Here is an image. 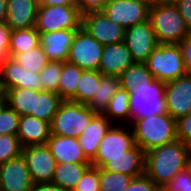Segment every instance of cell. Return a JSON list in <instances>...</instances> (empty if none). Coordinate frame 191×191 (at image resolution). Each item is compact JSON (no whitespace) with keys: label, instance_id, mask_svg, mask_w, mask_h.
<instances>
[{"label":"cell","instance_id":"obj_27","mask_svg":"<svg viewBox=\"0 0 191 191\" xmlns=\"http://www.w3.org/2000/svg\"><path fill=\"white\" fill-rule=\"evenodd\" d=\"M82 69L67 61L62 62V71L58 84V94L62 100L77 102V85Z\"/></svg>","mask_w":191,"mask_h":191},{"label":"cell","instance_id":"obj_12","mask_svg":"<svg viewBox=\"0 0 191 191\" xmlns=\"http://www.w3.org/2000/svg\"><path fill=\"white\" fill-rule=\"evenodd\" d=\"M124 42L133 60L144 63L158 45L151 21L148 19L125 29Z\"/></svg>","mask_w":191,"mask_h":191},{"label":"cell","instance_id":"obj_39","mask_svg":"<svg viewBox=\"0 0 191 191\" xmlns=\"http://www.w3.org/2000/svg\"><path fill=\"white\" fill-rule=\"evenodd\" d=\"M161 191H191V165L176 174Z\"/></svg>","mask_w":191,"mask_h":191},{"label":"cell","instance_id":"obj_18","mask_svg":"<svg viewBox=\"0 0 191 191\" xmlns=\"http://www.w3.org/2000/svg\"><path fill=\"white\" fill-rule=\"evenodd\" d=\"M135 61L124 41L105 45L98 71L104 75L120 76Z\"/></svg>","mask_w":191,"mask_h":191},{"label":"cell","instance_id":"obj_24","mask_svg":"<svg viewBox=\"0 0 191 191\" xmlns=\"http://www.w3.org/2000/svg\"><path fill=\"white\" fill-rule=\"evenodd\" d=\"M91 163L57 162L52 183L65 191H73Z\"/></svg>","mask_w":191,"mask_h":191},{"label":"cell","instance_id":"obj_44","mask_svg":"<svg viewBox=\"0 0 191 191\" xmlns=\"http://www.w3.org/2000/svg\"><path fill=\"white\" fill-rule=\"evenodd\" d=\"M178 46L183 57L185 70L187 71L191 67V35L181 40Z\"/></svg>","mask_w":191,"mask_h":191},{"label":"cell","instance_id":"obj_53","mask_svg":"<svg viewBox=\"0 0 191 191\" xmlns=\"http://www.w3.org/2000/svg\"><path fill=\"white\" fill-rule=\"evenodd\" d=\"M144 1H150L151 3H153L155 0H144Z\"/></svg>","mask_w":191,"mask_h":191},{"label":"cell","instance_id":"obj_28","mask_svg":"<svg viewBox=\"0 0 191 191\" xmlns=\"http://www.w3.org/2000/svg\"><path fill=\"white\" fill-rule=\"evenodd\" d=\"M62 101L57 92L40 90L35 96L34 112H31V116L50 124Z\"/></svg>","mask_w":191,"mask_h":191},{"label":"cell","instance_id":"obj_16","mask_svg":"<svg viewBox=\"0 0 191 191\" xmlns=\"http://www.w3.org/2000/svg\"><path fill=\"white\" fill-rule=\"evenodd\" d=\"M0 81L4 90L12 88L41 90L40 73L26 70L12 57L0 67Z\"/></svg>","mask_w":191,"mask_h":191},{"label":"cell","instance_id":"obj_10","mask_svg":"<svg viewBox=\"0 0 191 191\" xmlns=\"http://www.w3.org/2000/svg\"><path fill=\"white\" fill-rule=\"evenodd\" d=\"M151 2L144 0H108L102 12L124 29L149 19Z\"/></svg>","mask_w":191,"mask_h":191},{"label":"cell","instance_id":"obj_32","mask_svg":"<svg viewBox=\"0 0 191 191\" xmlns=\"http://www.w3.org/2000/svg\"><path fill=\"white\" fill-rule=\"evenodd\" d=\"M101 73L94 70H83L77 85V102L87 104L94 96L100 84Z\"/></svg>","mask_w":191,"mask_h":191},{"label":"cell","instance_id":"obj_3","mask_svg":"<svg viewBox=\"0 0 191 191\" xmlns=\"http://www.w3.org/2000/svg\"><path fill=\"white\" fill-rule=\"evenodd\" d=\"M149 20L158 44H178L191 35L177 5L155 0L150 5Z\"/></svg>","mask_w":191,"mask_h":191},{"label":"cell","instance_id":"obj_20","mask_svg":"<svg viewBox=\"0 0 191 191\" xmlns=\"http://www.w3.org/2000/svg\"><path fill=\"white\" fill-rule=\"evenodd\" d=\"M112 124L103 114H97L77 138L84 155L90 162L95 158L101 140Z\"/></svg>","mask_w":191,"mask_h":191},{"label":"cell","instance_id":"obj_38","mask_svg":"<svg viewBox=\"0 0 191 191\" xmlns=\"http://www.w3.org/2000/svg\"><path fill=\"white\" fill-rule=\"evenodd\" d=\"M73 191H100L99 168L91 165Z\"/></svg>","mask_w":191,"mask_h":191},{"label":"cell","instance_id":"obj_46","mask_svg":"<svg viewBox=\"0 0 191 191\" xmlns=\"http://www.w3.org/2000/svg\"><path fill=\"white\" fill-rule=\"evenodd\" d=\"M30 191H65L52 182L33 183Z\"/></svg>","mask_w":191,"mask_h":191},{"label":"cell","instance_id":"obj_17","mask_svg":"<svg viewBox=\"0 0 191 191\" xmlns=\"http://www.w3.org/2000/svg\"><path fill=\"white\" fill-rule=\"evenodd\" d=\"M77 29H60L40 33V45L50 61L65 62Z\"/></svg>","mask_w":191,"mask_h":191},{"label":"cell","instance_id":"obj_6","mask_svg":"<svg viewBox=\"0 0 191 191\" xmlns=\"http://www.w3.org/2000/svg\"><path fill=\"white\" fill-rule=\"evenodd\" d=\"M144 63L158 81L166 83L186 75L178 44H158Z\"/></svg>","mask_w":191,"mask_h":191},{"label":"cell","instance_id":"obj_34","mask_svg":"<svg viewBox=\"0 0 191 191\" xmlns=\"http://www.w3.org/2000/svg\"><path fill=\"white\" fill-rule=\"evenodd\" d=\"M133 178L128 174L114 173L99 168L100 191H124Z\"/></svg>","mask_w":191,"mask_h":191},{"label":"cell","instance_id":"obj_23","mask_svg":"<svg viewBox=\"0 0 191 191\" xmlns=\"http://www.w3.org/2000/svg\"><path fill=\"white\" fill-rule=\"evenodd\" d=\"M103 170L136 177L145 173V152L135 144L124 157L108 158Z\"/></svg>","mask_w":191,"mask_h":191},{"label":"cell","instance_id":"obj_5","mask_svg":"<svg viewBox=\"0 0 191 191\" xmlns=\"http://www.w3.org/2000/svg\"><path fill=\"white\" fill-rule=\"evenodd\" d=\"M128 92L130 124L136 119L166 113L165 82L154 79L147 86H133Z\"/></svg>","mask_w":191,"mask_h":191},{"label":"cell","instance_id":"obj_1","mask_svg":"<svg viewBox=\"0 0 191 191\" xmlns=\"http://www.w3.org/2000/svg\"><path fill=\"white\" fill-rule=\"evenodd\" d=\"M191 165V146L178 139L145 153V173L162 189Z\"/></svg>","mask_w":191,"mask_h":191},{"label":"cell","instance_id":"obj_37","mask_svg":"<svg viewBox=\"0 0 191 191\" xmlns=\"http://www.w3.org/2000/svg\"><path fill=\"white\" fill-rule=\"evenodd\" d=\"M20 115L6 103L0 108V135H17Z\"/></svg>","mask_w":191,"mask_h":191},{"label":"cell","instance_id":"obj_14","mask_svg":"<svg viewBox=\"0 0 191 191\" xmlns=\"http://www.w3.org/2000/svg\"><path fill=\"white\" fill-rule=\"evenodd\" d=\"M165 104L175 120L191 113V77L186 74L165 83Z\"/></svg>","mask_w":191,"mask_h":191},{"label":"cell","instance_id":"obj_36","mask_svg":"<svg viewBox=\"0 0 191 191\" xmlns=\"http://www.w3.org/2000/svg\"><path fill=\"white\" fill-rule=\"evenodd\" d=\"M22 148L17 135H0V164L22 154Z\"/></svg>","mask_w":191,"mask_h":191},{"label":"cell","instance_id":"obj_42","mask_svg":"<svg viewBox=\"0 0 191 191\" xmlns=\"http://www.w3.org/2000/svg\"><path fill=\"white\" fill-rule=\"evenodd\" d=\"M124 191H161L155 182L146 174L136 176Z\"/></svg>","mask_w":191,"mask_h":191},{"label":"cell","instance_id":"obj_30","mask_svg":"<svg viewBox=\"0 0 191 191\" xmlns=\"http://www.w3.org/2000/svg\"><path fill=\"white\" fill-rule=\"evenodd\" d=\"M40 45V33L35 26L28 29H16L11 32L9 56L14 57Z\"/></svg>","mask_w":191,"mask_h":191},{"label":"cell","instance_id":"obj_45","mask_svg":"<svg viewBox=\"0 0 191 191\" xmlns=\"http://www.w3.org/2000/svg\"><path fill=\"white\" fill-rule=\"evenodd\" d=\"M180 15L185 21V24L189 31L191 32V0H182L176 4Z\"/></svg>","mask_w":191,"mask_h":191},{"label":"cell","instance_id":"obj_43","mask_svg":"<svg viewBox=\"0 0 191 191\" xmlns=\"http://www.w3.org/2000/svg\"><path fill=\"white\" fill-rule=\"evenodd\" d=\"M107 2L108 0H76L82 15L88 12L102 11Z\"/></svg>","mask_w":191,"mask_h":191},{"label":"cell","instance_id":"obj_7","mask_svg":"<svg viewBox=\"0 0 191 191\" xmlns=\"http://www.w3.org/2000/svg\"><path fill=\"white\" fill-rule=\"evenodd\" d=\"M81 24L82 14L77 5L38 7L35 28L39 33L79 29Z\"/></svg>","mask_w":191,"mask_h":191},{"label":"cell","instance_id":"obj_33","mask_svg":"<svg viewBox=\"0 0 191 191\" xmlns=\"http://www.w3.org/2000/svg\"><path fill=\"white\" fill-rule=\"evenodd\" d=\"M13 58L23 68L33 73H40L50 61L41 45L27 52L16 54Z\"/></svg>","mask_w":191,"mask_h":191},{"label":"cell","instance_id":"obj_52","mask_svg":"<svg viewBox=\"0 0 191 191\" xmlns=\"http://www.w3.org/2000/svg\"><path fill=\"white\" fill-rule=\"evenodd\" d=\"M5 104V102H0V108Z\"/></svg>","mask_w":191,"mask_h":191},{"label":"cell","instance_id":"obj_29","mask_svg":"<svg viewBox=\"0 0 191 191\" xmlns=\"http://www.w3.org/2000/svg\"><path fill=\"white\" fill-rule=\"evenodd\" d=\"M129 97L130 93L120 86V88L115 92L107 108L102 114L107 117L113 124L116 123L113 122L116 120H118L119 125H121L125 121H128V123H130L129 121H131V114Z\"/></svg>","mask_w":191,"mask_h":191},{"label":"cell","instance_id":"obj_40","mask_svg":"<svg viewBox=\"0 0 191 191\" xmlns=\"http://www.w3.org/2000/svg\"><path fill=\"white\" fill-rule=\"evenodd\" d=\"M11 32L12 29L6 22L0 23V67L10 58Z\"/></svg>","mask_w":191,"mask_h":191},{"label":"cell","instance_id":"obj_4","mask_svg":"<svg viewBox=\"0 0 191 191\" xmlns=\"http://www.w3.org/2000/svg\"><path fill=\"white\" fill-rule=\"evenodd\" d=\"M97 114L86 104L63 100L50 123V133L78 138Z\"/></svg>","mask_w":191,"mask_h":191},{"label":"cell","instance_id":"obj_50","mask_svg":"<svg viewBox=\"0 0 191 191\" xmlns=\"http://www.w3.org/2000/svg\"><path fill=\"white\" fill-rule=\"evenodd\" d=\"M156 1L167 3V4H174V5H176V4H178L182 0H156Z\"/></svg>","mask_w":191,"mask_h":191},{"label":"cell","instance_id":"obj_48","mask_svg":"<svg viewBox=\"0 0 191 191\" xmlns=\"http://www.w3.org/2000/svg\"><path fill=\"white\" fill-rule=\"evenodd\" d=\"M7 19V0H0V23Z\"/></svg>","mask_w":191,"mask_h":191},{"label":"cell","instance_id":"obj_41","mask_svg":"<svg viewBox=\"0 0 191 191\" xmlns=\"http://www.w3.org/2000/svg\"><path fill=\"white\" fill-rule=\"evenodd\" d=\"M176 137L191 146V113L176 120Z\"/></svg>","mask_w":191,"mask_h":191},{"label":"cell","instance_id":"obj_21","mask_svg":"<svg viewBox=\"0 0 191 191\" xmlns=\"http://www.w3.org/2000/svg\"><path fill=\"white\" fill-rule=\"evenodd\" d=\"M38 7L39 0H7L6 23L12 30L34 27Z\"/></svg>","mask_w":191,"mask_h":191},{"label":"cell","instance_id":"obj_8","mask_svg":"<svg viewBox=\"0 0 191 191\" xmlns=\"http://www.w3.org/2000/svg\"><path fill=\"white\" fill-rule=\"evenodd\" d=\"M122 125L124 124H113L106 132L95 158L91 161L92 166L102 168L108 162V158L124 157L125 152L135 145L132 128Z\"/></svg>","mask_w":191,"mask_h":191},{"label":"cell","instance_id":"obj_47","mask_svg":"<svg viewBox=\"0 0 191 191\" xmlns=\"http://www.w3.org/2000/svg\"><path fill=\"white\" fill-rule=\"evenodd\" d=\"M39 5L63 6V5H77V4L76 0H39Z\"/></svg>","mask_w":191,"mask_h":191},{"label":"cell","instance_id":"obj_26","mask_svg":"<svg viewBox=\"0 0 191 191\" xmlns=\"http://www.w3.org/2000/svg\"><path fill=\"white\" fill-rule=\"evenodd\" d=\"M39 91L28 88H12L5 90V103L20 116L34 112L35 96Z\"/></svg>","mask_w":191,"mask_h":191},{"label":"cell","instance_id":"obj_49","mask_svg":"<svg viewBox=\"0 0 191 191\" xmlns=\"http://www.w3.org/2000/svg\"><path fill=\"white\" fill-rule=\"evenodd\" d=\"M0 102H5V90L1 81H0Z\"/></svg>","mask_w":191,"mask_h":191},{"label":"cell","instance_id":"obj_22","mask_svg":"<svg viewBox=\"0 0 191 191\" xmlns=\"http://www.w3.org/2000/svg\"><path fill=\"white\" fill-rule=\"evenodd\" d=\"M17 136L23 148L44 145L50 136V124L30 115L20 116Z\"/></svg>","mask_w":191,"mask_h":191},{"label":"cell","instance_id":"obj_51","mask_svg":"<svg viewBox=\"0 0 191 191\" xmlns=\"http://www.w3.org/2000/svg\"><path fill=\"white\" fill-rule=\"evenodd\" d=\"M186 74L191 77V67L186 71Z\"/></svg>","mask_w":191,"mask_h":191},{"label":"cell","instance_id":"obj_35","mask_svg":"<svg viewBox=\"0 0 191 191\" xmlns=\"http://www.w3.org/2000/svg\"><path fill=\"white\" fill-rule=\"evenodd\" d=\"M62 71V62L49 61L40 71L41 90L55 91L58 93V84Z\"/></svg>","mask_w":191,"mask_h":191},{"label":"cell","instance_id":"obj_9","mask_svg":"<svg viewBox=\"0 0 191 191\" xmlns=\"http://www.w3.org/2000/svg\"><path fill=\"white\" fill-rule=\"evenodd\" d=\"M104 46L85 29H77L70 46L67 62L77 65L82 70L98 71Z\"/></svg>","mask_w":191,"mask_h":191},{"label":"cell","instance_id":"obj_2","mask_svg":"<svg viewBox=\"0 0 191 191\" xmlns=\"http://www.w3.org/2000/svg\"><path fill=\"white\" fill-rule=\"evenodd\" d=\"M131 126L135 144L145 153L177 139L176 120L167 112L136 119Z\"/></svg>","mask_w":191,"mask_h":191},{"label":"cell","instance_id":"obj_25","mask_svg":"<svg viewBox=\"0 0 191 191\" xmlns=\"http://www.w3.org/2000/svg\"><path fill=\"white\" fill-rule=\"evenodd\" d=\"M120 86L118 76L102 74L96 93L86 105L96 113L102 114Z\"/></svg>","mask_w":191,"mask_h":191},{"label":"cell","instance_id":"obj_13","mask_svg":"<svg viewBox=\"0 0 191 191\" xmlns=\"http://www.w3.org/2000/svg\"><path fill=\"white\" fill-rule=\"evenodd\" d=\"M22 155L34 183L52 181L57 161L47 144L22 148Z\"/></svg>","mask_w":191,"mask_h":191},{"label":"cell","instance_id":"obj_19","mask_svg":"<svg viewBox=\"0 0 191 191\" xmlns=\"http://www.w3.org/2000/svg\"><path fill=\"white\" fill-rule=\"evenodd\" d=\"M46 144L57 162L91 163L84 155L76 137L50 133Z\"/></svg>","mask_w":191,"mask_h":191},{"label":"cell","instance_id":"obj_11","mask_svg":"<svg viewBox=\"0 0 191 191\" xmlns=\"http://www.w3.org/2000/svg\"><path fill=\"white\" fill-rule=\"evenodd\" d=\"M81 27L103 46L122 42L125 38V29L102 11L83 14Z\"/></svg>","mask_w":191,"mask_h":191},{"label":"cell","instance_id":"obj_15","mask_svg":"<svg viewBox=\"0 0 191 191\" xmlns=\"http://www.w3.org/2000/svg\"><path fill=\"white\" fill-rule=\"evenodd\" d=\"M33 183L22 154L0 164V191H30Z\"/></svg>","mask_w":191,"mask_h":191},{"label":"cell","instance_id":"obj_31","mask_svg":"<svg viewBox=\"0 0 191 191\" xmlns=\"http://www.w3.org/2000/svg\"><path fill=\"white\" fill-rule=\"evenodd\" d=\"M119 79L121 87L128 91L133 86H147L155 78L145 63L135 62L120 74Z\"/></svg>","mask_w":191,"mask_h":191}]
</instances>
